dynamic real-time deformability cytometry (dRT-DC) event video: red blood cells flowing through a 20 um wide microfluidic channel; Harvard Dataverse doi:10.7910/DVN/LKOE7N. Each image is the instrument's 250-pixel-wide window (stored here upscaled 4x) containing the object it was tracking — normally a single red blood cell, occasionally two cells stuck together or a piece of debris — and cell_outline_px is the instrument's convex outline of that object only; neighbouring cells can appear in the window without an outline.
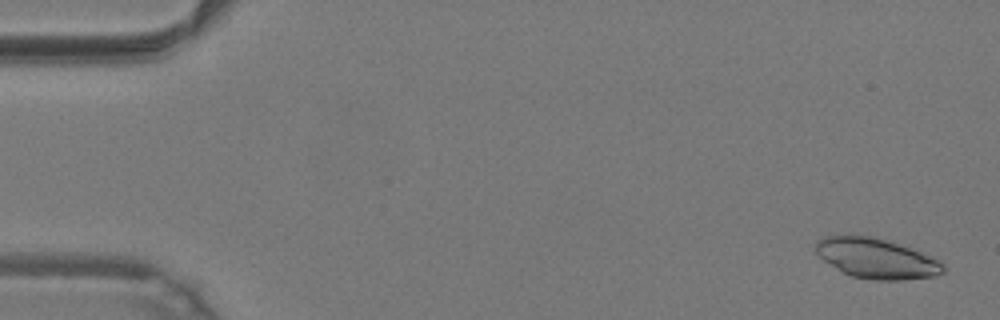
{"species": "common noctule bat (a hibernating species)", "species_latin": "Nyctalus noctula", "temperature_condition": "warm", "stored_images_in_passage": 11, "camera_frame_rate_fps": 3000, "um_per_image_px": 0.085, "animal": {"sex": "male", "body_mass_g": 19.2, "forearm_length_mm": 51.8}, "frame": {"image": 1, "passage_image": 2, "time_ms": 0.333, "image_size_px": [1000, 320], "cell_outline_px": [[944, 272], [932, 276], [900, 280], [876, 280], [852, 276], [844, 272], [824, 260], [816, 252], [816, 240], [824, 236], [852, 232], [876, 236], [912, 248], [940, 260], [944, 264]], "centroid_in_image_um": [74.47, 21.9], "position_along_channel_um": 10.5, "area_um2": 30.29}}